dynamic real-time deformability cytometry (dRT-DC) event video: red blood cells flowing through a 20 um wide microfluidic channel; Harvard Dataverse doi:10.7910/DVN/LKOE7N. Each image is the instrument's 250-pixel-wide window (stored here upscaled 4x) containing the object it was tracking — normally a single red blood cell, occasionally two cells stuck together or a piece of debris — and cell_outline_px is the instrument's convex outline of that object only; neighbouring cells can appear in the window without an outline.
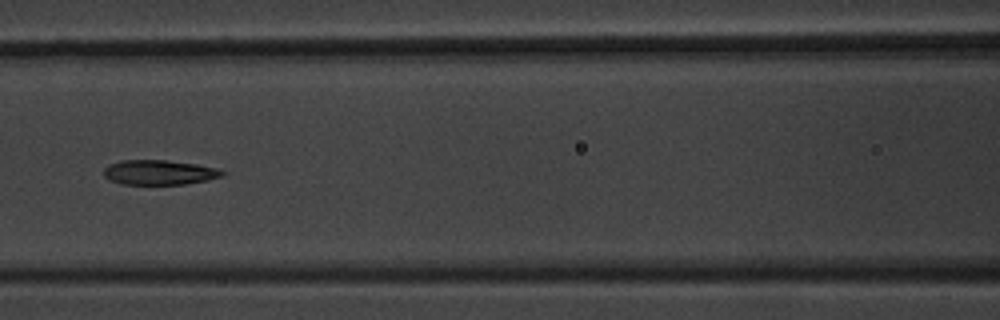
{"species": "common noctule bat (a hibernating species)", "species_latin": "Nyctalus noctula", "temperature_condition": "warm", "stored_images_in_passage": 5, "camera_frame_rate_fps": 3000, "um_per_image_px": 0.085, "animal": {"sex": "male", "body_mass_g": 20.1, "forearm_length_mm": 53.5}, "frame": {"image": 1, "passage_image": 5, "time_ms": 4.667, "image_size_px": [1000, 320], "cell_outline_px": [[224, 176], [208, 180], [184, 184], [120, 184], [108, 180], [104, 176], [104, 168], [108, 164], [120, 160], [164, 160], [196, 164], [216, 168], [224, 172]], "centroid_in_image_um": [13.49, 14.65], "position_along_channel_um": 153.1, "area_um2": 17.17}}